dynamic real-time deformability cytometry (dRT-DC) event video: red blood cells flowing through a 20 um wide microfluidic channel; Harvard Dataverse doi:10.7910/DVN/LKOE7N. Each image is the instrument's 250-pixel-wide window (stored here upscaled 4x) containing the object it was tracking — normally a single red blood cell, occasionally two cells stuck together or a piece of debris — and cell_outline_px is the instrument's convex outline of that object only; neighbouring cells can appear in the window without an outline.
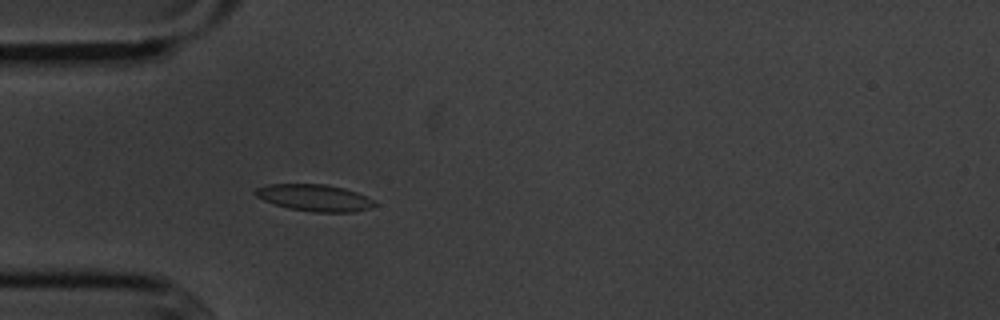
{"species": "common noctule bat (a hibernating species)", "species_latin": "Nyctalus noctula", "temperature_condition": "cold", "stored_images_in_passage": 5, "camera_frame_rate_fps": 3000, "um_per_image_px": 0.085, "animal": {"sex": "male", "body_mass_g": 20.1, "forearm_length_mm": 53.5}, "frame": {"image": 1, "passage_image": 5, "time_ms": 4.667, "image_size_px": [1000, 320], "cell_outline_px": [[376, 204], [368, 208], [352, 212], [312, 212], [288, 208], [264, 200], [256, 196], [252, 192], [256, 188], [268, 184], [324, 184], [344, 188], [356, 192], [372, 200]], "centroid_in_image_um": [26.68, 16.8], "position_along_channel_um": 58.3, "area_um2": 18.38}}